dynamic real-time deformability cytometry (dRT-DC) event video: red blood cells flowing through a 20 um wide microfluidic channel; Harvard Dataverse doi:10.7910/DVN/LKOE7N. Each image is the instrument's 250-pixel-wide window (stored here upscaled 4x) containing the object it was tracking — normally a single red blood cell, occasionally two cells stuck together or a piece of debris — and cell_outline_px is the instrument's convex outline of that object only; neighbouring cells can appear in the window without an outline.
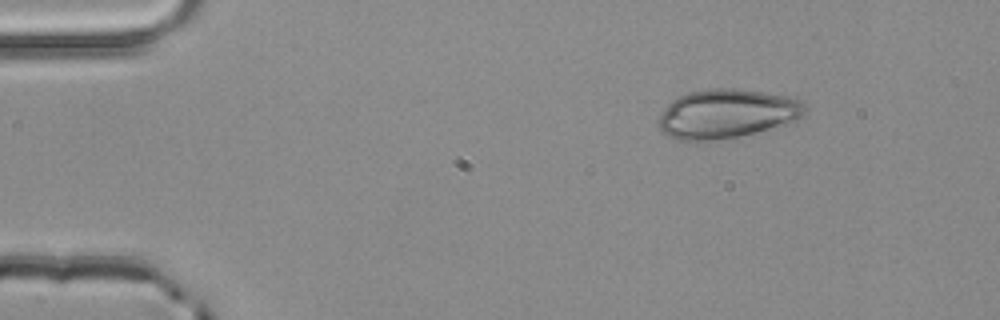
{"species": "common noctule bat (a hibernating species)", "species_latin": "Nyctalus noctula", "temperature_condition": "room temperature", "stored_images_in_passage": 2, "camera_frame_rate_fps": 3000, "um_per_image_px": 0.085, "animal": {"sex": "male", "body_mass_g": 20.4}, "frame": {"image": 1, "passage_image": 1, "time_ms": 0.0, "image_size_px": [1000, 320], "cell_outline_px": [[804, 112], [796, 120], [756, 132], [736, 136], [712, 140], [676, 140], [668, 136], [656, 124], [664, 108], [672, 100], [688, 92], [708, 88], [736, 88], [764, 92], [788, 96], [800, 100], [804, 104]], "centroid_in_image_um": [61.73, 9.65], "position_along_channel_um": 23.3, "area_um2": 41.5}}